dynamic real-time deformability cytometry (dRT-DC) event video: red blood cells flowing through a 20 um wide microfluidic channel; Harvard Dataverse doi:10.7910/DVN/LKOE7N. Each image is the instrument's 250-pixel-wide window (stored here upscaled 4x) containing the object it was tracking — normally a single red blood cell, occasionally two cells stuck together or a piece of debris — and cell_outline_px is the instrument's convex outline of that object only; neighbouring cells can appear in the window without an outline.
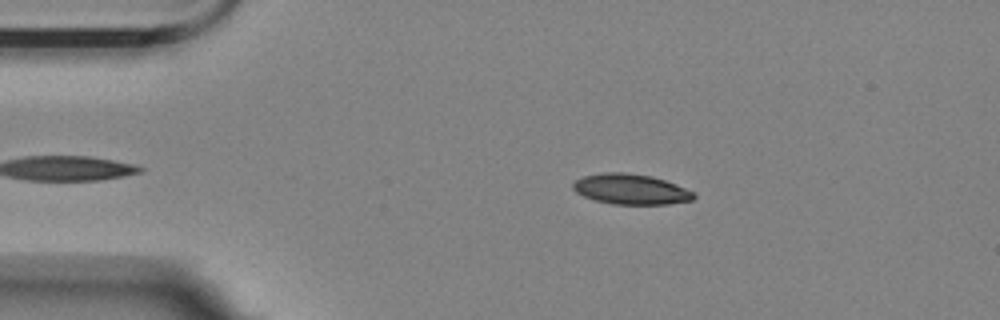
{"species": "Egyptian fruit bat (a non-hibernating species)", "species_latin": "Rousettus aegyptiacus", "temperature_condition": "room temperature", "stored_images_in_passage": 33, "camera_frame_rate_fps": 3000, "um_per_image_px": 0.085, "animal": {"sex": "female"}, "frame": {"image": 1, "passage_image": 1, "time_ms": 0.0, "image_size_px": [1000, 320], "cell_outline_px": [[696, 196], [692, 200], [668, 204], [612, 204], [596, 200], [584, 196], [576, 192], [572, 188], [572, 184], [576, 180], [584, 176], [604, 172], [624, 172], [652, 176], [676, 184], [696, 192]], "centroid_in_image_um": [53.64, 16.08], "position_along_channel_um": 31.4, "area_um2": 21.39}}
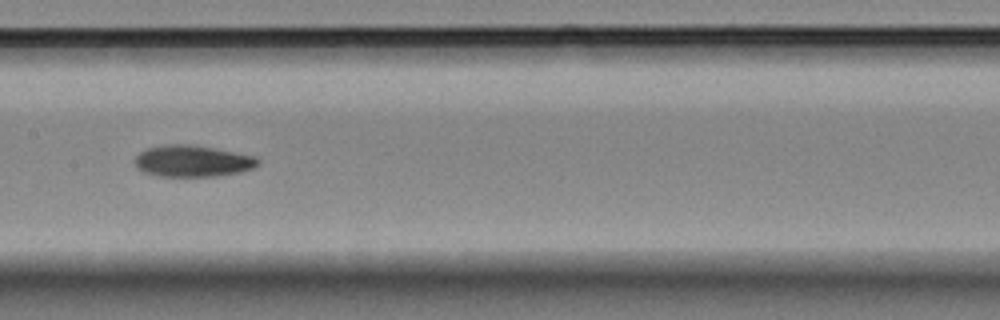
{"frame": {"image": 2, "passage_image": 18, "time_ms": 5.667, "image_size_px": [1000, 320], "cell_outline_px": [[260, 164], [252, 168], [240, 172], [216, 176], [160, 176], [144, 172], [136, 168], [136, 156], [140, 152], [148, 148], [164, 144], [188, 144], [212, 148], [256, 156], [260, 160]], "centroid_in_image_um": [16.38, 13.69], "position_along_channel_um": 191.0, "area_um2": 22.48}}
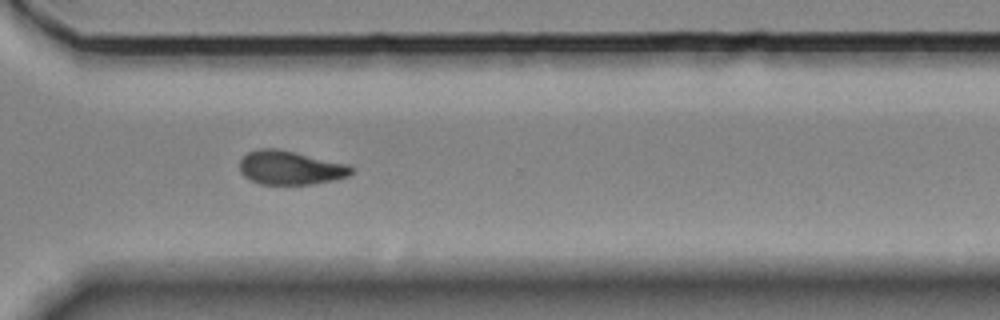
{"frame": {"image": 3, "passage_image": 31, "time_ms": 10.0, "image_size_px": [1000, 320], "cell_outline_px": [[352, 172], [348, 176], [336, 180], [312, 184], [260, 184], [244, 176], [240, 172], [240, 160], [248, 152], [256, 148], [276, 148], [348, 164], [352, 168]], "centroid_in_image_um": [24.66, 14.26], "position_along_channel_um": 345.9, "area_um2": 21.96}, "authors_computed_cell_mechanics": {"area_um2": 22.542, "velocity_mm_per_s": 3.5788, "shape_relaxation_time_tau1_ms": 4.0964, "shape_relaxation_time_tau2_ms": 4.3187, "deformation_change_tau1": 0.121, "deformation_change_tau2": 0.0952}}